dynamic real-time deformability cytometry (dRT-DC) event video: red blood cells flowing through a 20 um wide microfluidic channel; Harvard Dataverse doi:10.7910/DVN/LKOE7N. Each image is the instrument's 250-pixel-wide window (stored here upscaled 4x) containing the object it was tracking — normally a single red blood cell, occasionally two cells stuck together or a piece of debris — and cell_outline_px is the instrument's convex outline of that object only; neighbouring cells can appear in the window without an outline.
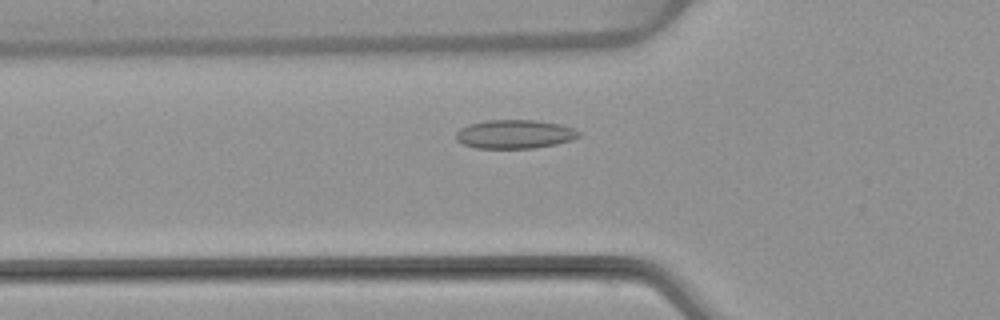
{"species": "common noctule bat (a hibernating species)", "species_latin": "Nyctalus noctula", "temperature_condition": "warm", "stored_images_in_passage": 49, "camera_frame_rate_fps": 3000, "um_per_image_px": 0.085, "animal": {"sex": "female", "body_mass_g": 22.7, "forearm_length_mm": 54.2}, "frame": {"image": 1, "passage_image": 14, "time_ms": 4.333, "image_size_px": [1000, 320], "cell_outline_px": [[580, 136], [572, 140], [556, 144], [532, 148], [476, 148], [464, 144], [456, 140], [456, 132], [460, 128], [468, 124], [484, 120], [536, 120], [560, 124], [572, 128], [580, 132]], "centroid_in_image_um": [43.73, 11.4], "position_along_channel_um": 82.1, "area_um2": 20.63}}
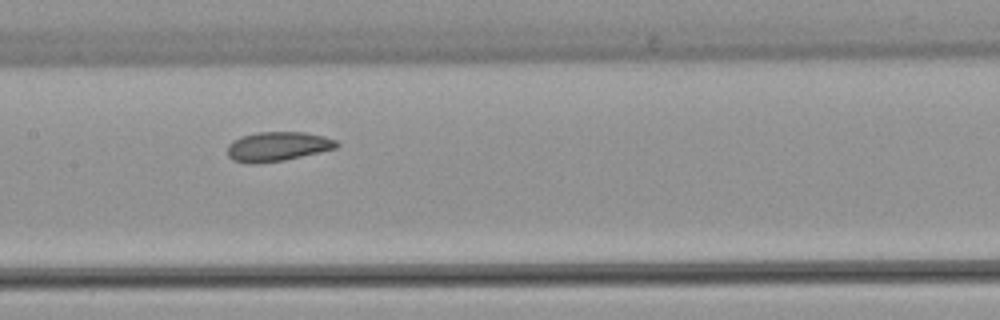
{"frame": {"image": 2, "passage_image": 22, "time_ms": 7.0, "image_size_px": [1000, 320], "cell_outline_px": [[340, 144], [336, 148], [320, 152], [284, 160], [256, 164], [248, 164], [232, 160], [228, 156], [228, 144], [232, 140], [240, 136], [256, 132], [304, 132], [324, 136], [336, 140]], "centroid_in_image_um": [23.57, 12.45], "position_along_channel_um": 183.8, "area_um2": 18.9}}
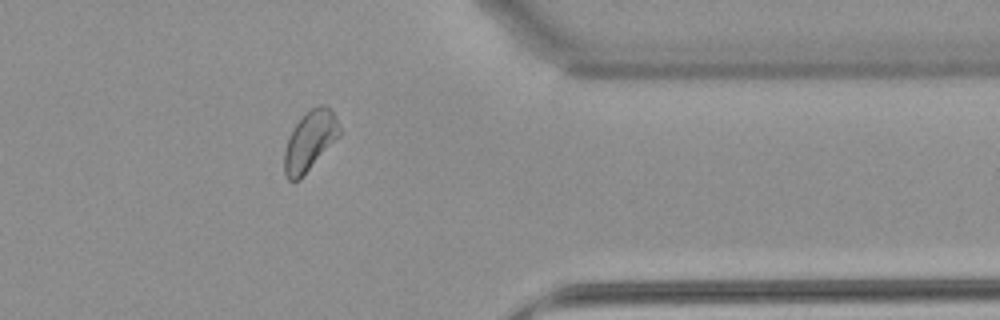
{"frame": {"image": 3, "passage_image": 39, "time_ms": 12.667, "image_size_px": [1000, 320], "cell_outline_px": [[340, 136], [300, 180], [292, 184], [288, 180], [284, 172], [284, 152], [288, 136], [292, 128], [312, 108], [320, 104], [328, 108], [332, 112], [340, 128]], "centroid_in_image_um": [26.31, 12.05], "position_along_channel_um": 385.1, "area_um2": 19.13}, "authors_computed_cell_mechanics": {"area_um2": 19.4786, "velocity_mm_per_s": 3.7958, "shape_relaxation_time_tau1_ms": 4.311, "shape_relaxation_time_tau2_ms": 3.5627, "deformation_change_tau1": 0.0882, "deformation_change_tau2": 0.0782}}